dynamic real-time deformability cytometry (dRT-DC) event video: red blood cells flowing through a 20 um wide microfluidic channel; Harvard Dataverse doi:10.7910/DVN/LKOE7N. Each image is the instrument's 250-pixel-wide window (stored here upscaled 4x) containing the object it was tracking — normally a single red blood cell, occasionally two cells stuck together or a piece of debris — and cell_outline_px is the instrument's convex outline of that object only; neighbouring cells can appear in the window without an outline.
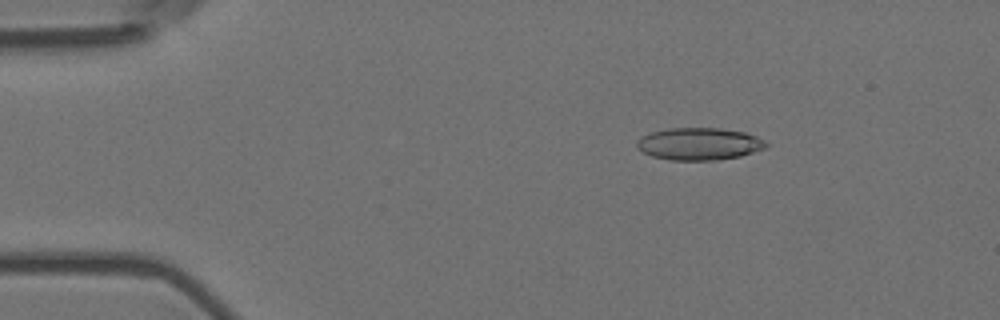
{"species": "Egyptian fruit bat (a non-hibernating species)", "species_latin": "Rousettus aegyptiacus", "temperature_condition": "room temperature", "stored_images_in_passage": 55, "camera_frame_rate_fps": 3000, "um_per_image_px": 0.085, "animal": {"sex": "female"}, "frame": {"image": 1, "passage_image": 9, "time_ms": 2.667, "image_size_px": [1000, 320], "cell_outline_px": [[768, 148], [740, 156], [716, 160], [668, 160], [652, 156], [636, 148], [636, 140], [640, 136], [652, 132], [668, 128], [720, 128], [744, 132], [756, 136], [764, 140], [768, 144]], "centroid_in_image_um": [59.42, 12.23], "position_along_channel_um": 25.6, "area_um2": 24.51}}
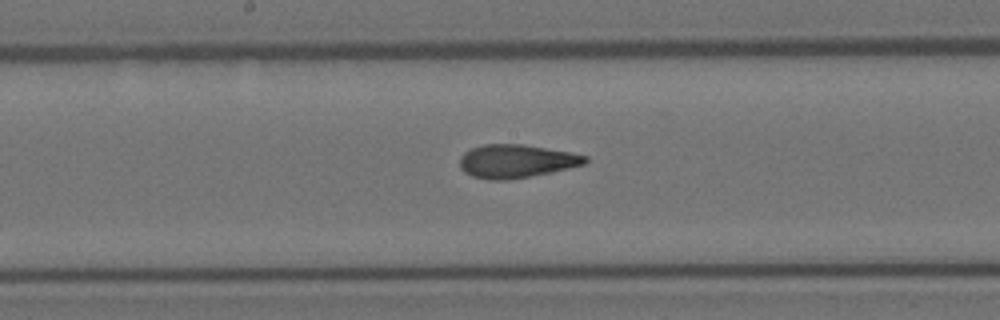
{"frame": {"image": 2, "passage_image": 29, "time_ms": 9.333, "image_size_px": [1000, 320], "cell_outline_px": [[588, 160], [584, 164], [552, 172], [508, 180], [488, 180], [472, 176], [464, 172], [460, 168], [460, 156], [464, 152], [472, 148], [484, 144], [524, 144], [568, 152], [588, 156]], "centroid_in_image_um": [43.85, 13.7], "position_along_channel_um": 204.4, "area_um2": 24.33}}
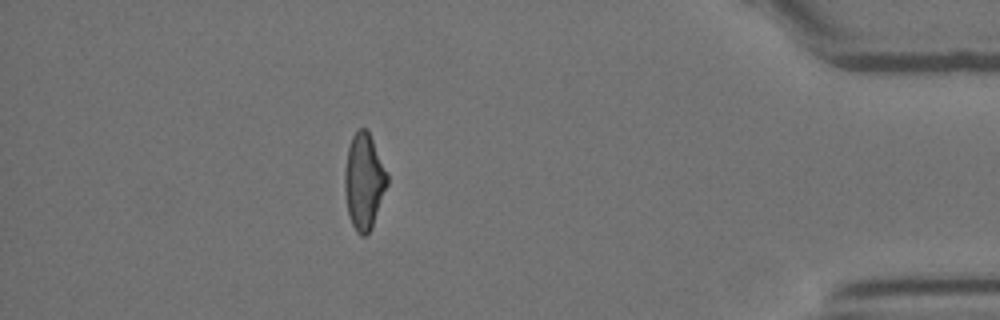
{"frame": {"image": 3, "passage_image": 49, "time_ms": 16.0, "image_size_px": [1000, 320], "cell_outline_px": [[388, 184], [372, 228], [364, 236], [360, 236], [356, 232], [352, 224], [348, 212], [344, 192], [344, 168], [348, 148], [352, 136], [360, 128], [364, 128], [368, 132], [388, 172]], "centroid_in_image_um": [30.94, 15.44], "position_along_channel_um": 404.3, "area_um2": 23.81}, "authors_computed_cell_mechanics": {"area_um2": 24.0448, "velocity_mm_per_s": 3.688, "shape_relaxation_time_tau1_ms": 7.3311, "shape_relaxation_time_tau2_ms": 2.0965, "deformation_change_tau1": 0.2055, "deformation_change_tau2": 0.1045}}